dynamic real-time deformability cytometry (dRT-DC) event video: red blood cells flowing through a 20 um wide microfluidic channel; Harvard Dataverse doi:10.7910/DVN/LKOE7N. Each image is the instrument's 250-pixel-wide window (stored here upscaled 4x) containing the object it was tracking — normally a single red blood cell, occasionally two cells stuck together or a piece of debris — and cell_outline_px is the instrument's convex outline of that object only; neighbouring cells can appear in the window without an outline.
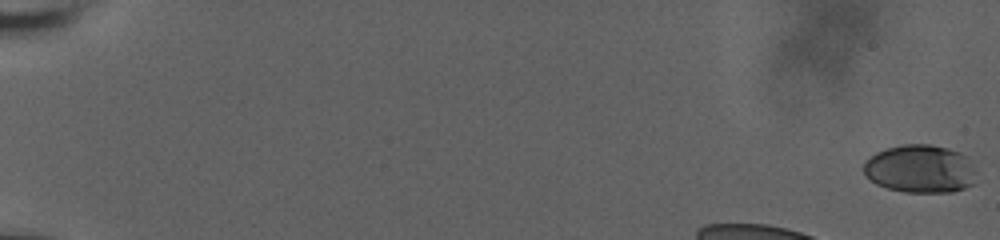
{"species": "human", "species_latin": "Homo sapiens", "temperature_condition": "room temperature", "stored_images_in_passage": 45, "camera_frame_rate_fps": 3000, "um_per_image_px": 0.085, "donor": {"sex": "male"}, "frame": {"image": 1, "passage_image": 1, "time_ms": 0.0, "image_size_px": [1000, 240], "cell_outline_px": [[972, 184], [964, 188], [952, 192], [904, 192], [888, 188], [876, 184], [864, 172], [864, 160], [876, 152], [888, 148], [904, 144], [928, 144], [948, 148], [960, 152], [964, 156], [972, 168]], "centroid_in_image_um": [78.15, 14.35], "position_along_channel_um": 6.9, "area_um2": 31.04}}
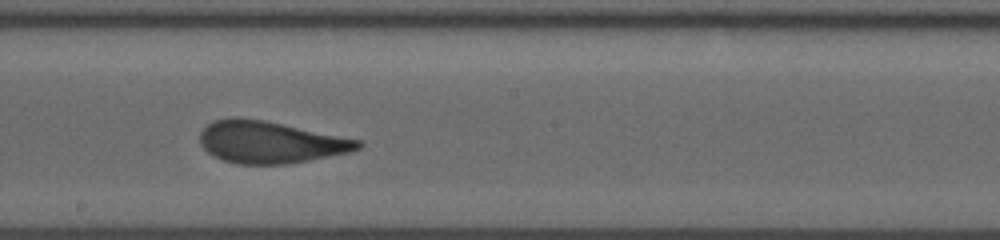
{"frame": {"image": 2, "passage_image": 30, "time_ms": 9.667, "image_size_px": [1000, 240], "cell_outline_px": [[364, 144], [360, 148], [348, 152], [288, 164], [236, 164], [224, 160], [208, 152], [200, 144], [200, 132], [212, 120], [232, 116], [240, 116], [264, 120], [364, 140]], "centroid_in_image_um": [22.98, 12.06], "position_along_channel_um": 225.2, "area_um2": 38.9}}
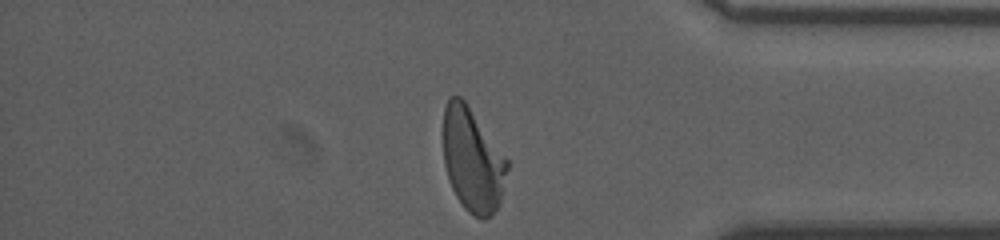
{"frame": {"image": 3, "passage_image": 45, "time_ms": 14.667, "image_size_px": [1000, 240], "cell_outline_px": [[508, 168], [500, 204], [484, 220], [468, 212], [464, 208], [456, 196], [448, 180], [444, 164], [444, 108], [448, 100], [452, 96], [460, 96], [464, 100], [508, 160]], "centroid_in_image_um": [40.16, 13.62], "position_along_channel_um": 395.0, "area_um2": 38.26}, "authors_computed_cell_mechanics": {"area_um2": 38.726, "velocity_mm_per_s": 3.712, "shape_relaxation_time_tau1_ms": 4.7979, "shape_relaxation_time_tau2_ms": 0.9149, "deformation_change_tau1": 0.1755, "deformation_change_tau2": 0.0729}}